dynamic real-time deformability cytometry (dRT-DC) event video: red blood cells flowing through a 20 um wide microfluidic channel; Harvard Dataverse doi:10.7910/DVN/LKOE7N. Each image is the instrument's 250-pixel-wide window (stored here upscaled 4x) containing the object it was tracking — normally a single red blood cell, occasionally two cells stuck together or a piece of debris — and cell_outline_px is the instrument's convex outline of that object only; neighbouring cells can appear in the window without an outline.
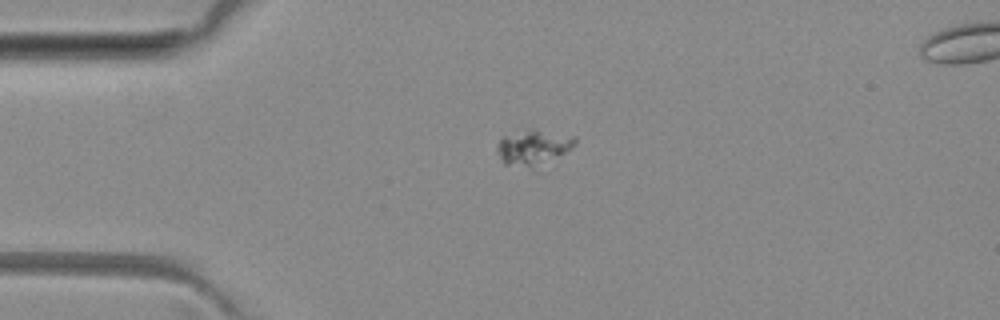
{"species": "common noctule bat (a hibernating species)", "species_latin": "Nyctalus noctula", "temperature_condition": "room temperature", "stored_images_in_passage": 4, "camera_frame_rate_fps": 3000, "um_per_image_px": 0.085, "animal": {"sex": "female", "body_mass_g": 29.2, "forearm_length_mm": 56.3}, "frame": {"image": 1, "passage_image": 1, "time_ms": 0.0, "image_size_px": [1000, 320], "cell_outline_px": [[576, 144], [564, 152], [528, 164], [504, 164], [496, 152], [496, 148], [500, 140], [504, 136], [532, 128], [536, 128], [576, 136]], "centroid_in_image_um": [45.3, 12.4], "position_along_channel_um": 39.7, "area_um2": 14.8}}
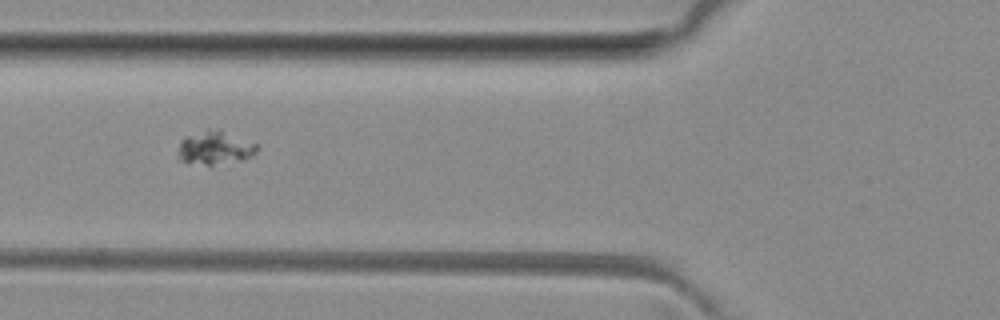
{"frame": {"image": 2, "passage_image": 3, "time_ms": 2.333, "image_size_px": [1000, 320], "cell_outline_px": [[260, 148], [252, 156], [240, 160], [212, 168], [188, 164], [180, 160], [180, 144], [184, 136], [208, 128], [220, 128], [260, 144]], "centroid_in_image_um": [18.32, 12.58], "position_along_channel_um": 107.5, "area_um2": 16.47}}
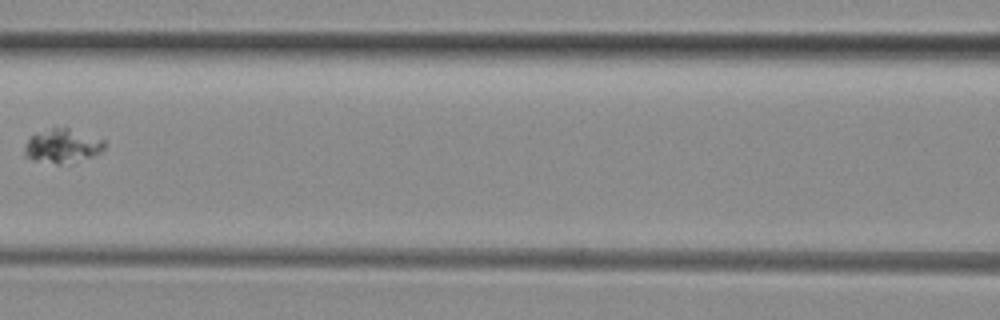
{"frame": {"image": 3, "passage_image": 4, "time_ms": 3.667, "image_size_px": [1000, 320], "cell_outline_px": [[104, 148], [100, 152], [92, 156], [60, 164], [56, 164], [32, 160], [24, 156], [24, 144], [32, 136], [52, 128], [68, 128], [104, 140]], "centroid_in_image_um": [5.26, 12.42], "position_along_channel_um": 161.3, "area_um2": 15.37}}